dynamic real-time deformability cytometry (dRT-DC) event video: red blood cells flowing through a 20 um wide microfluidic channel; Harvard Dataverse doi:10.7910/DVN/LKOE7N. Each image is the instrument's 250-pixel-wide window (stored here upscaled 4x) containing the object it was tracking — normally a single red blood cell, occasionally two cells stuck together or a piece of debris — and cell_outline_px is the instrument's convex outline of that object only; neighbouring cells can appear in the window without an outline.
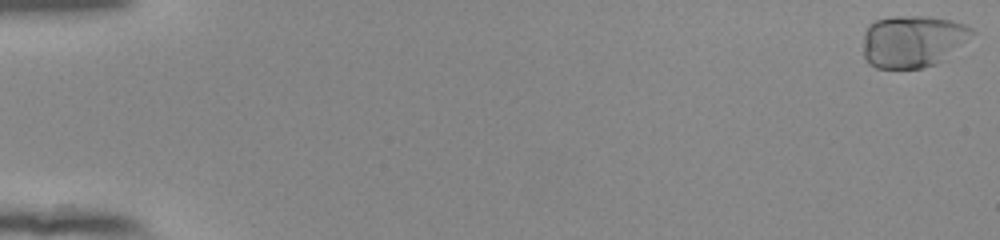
{"species": "human", "species_latin": "Homo sapiens", "temperature_condition": "room temperature", "stored_images_in_passage": 55, "camera_frame_rate_fps": 3000, "um_per_image_px": 0.085, "donor": {"sex": "female"}, "frame": {"image": 1, "passage_image": 1, "time_ms": 0.0, "image_size_px": [1000, 240], "cell_outline_px": [[976, 32], [948, 60], [924, 68], [876, 68], [868, 64], [864, 60], [864, 32], [876, 20], [892, 16], [924, 16], [952, 20], [964, 24], [972, 28]], "centroid_in_image_um": [77.63, 3.52], "position_along_channel_um": 7.4, "area_um2": 33.64}}
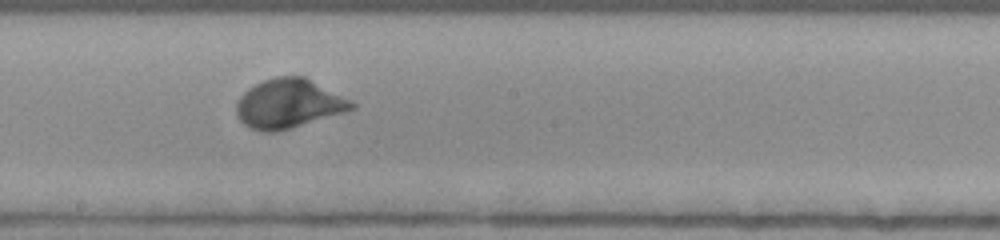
{"frame": {"image": 2, "passage_image": 32, "time_ms": 10.333, "image_size_px": [1000, 240], "cell_outline_px": [[356, 108], [344, 112], [276, 132], [264, 132], [252, 128], [244, 124], [240, 120], [236, 112], [236, 104], [240, 96], [248, 88], [264, 80], [276, 76], [304, 76], [352, 100], [356, 104]], "centroid_in_image_um": [24.54, 8.8], "position_along_channel_um": 223.7, "area_um2": 32.83}}
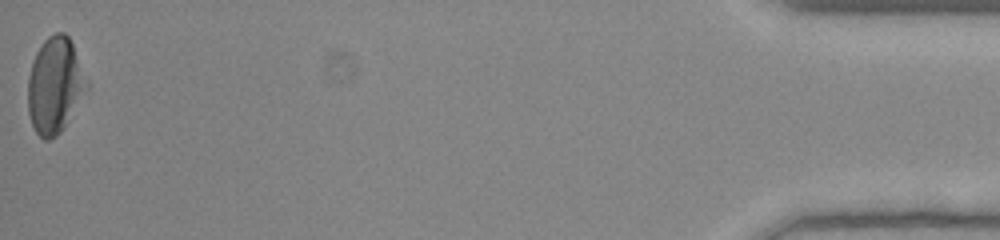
{"frame": {"image": 3, "passage_image": 55, "time_ms": 18.0, "image_size_px": [1000, 240], "cell_outline_px": [[88, 88], [64, 128], [56, 136], [48, 140], [44, 140], [36, 132], [32, 124], [28, 112], [28, 76], [36, 52], [44, 40], [48, 36], [56, 32], [64, 32], [68, 36], [72, 44], [88, 80]], "centroid_in_image_um": [4.67, 7.26], "position_along_channel_um": 430.5, "area_um2": 32.77}, "authors_computed_cell_mechanics": {"area_um2": 31.7322, "velocity_mm_per_s": 3.8492, "shape_relaxation_time_tau1_ms": 2.3726, "shape_relaxation_time_tau2_ms": null, "deformation_change_tau1": 0.1547, "deformation_change_tau2": null}}